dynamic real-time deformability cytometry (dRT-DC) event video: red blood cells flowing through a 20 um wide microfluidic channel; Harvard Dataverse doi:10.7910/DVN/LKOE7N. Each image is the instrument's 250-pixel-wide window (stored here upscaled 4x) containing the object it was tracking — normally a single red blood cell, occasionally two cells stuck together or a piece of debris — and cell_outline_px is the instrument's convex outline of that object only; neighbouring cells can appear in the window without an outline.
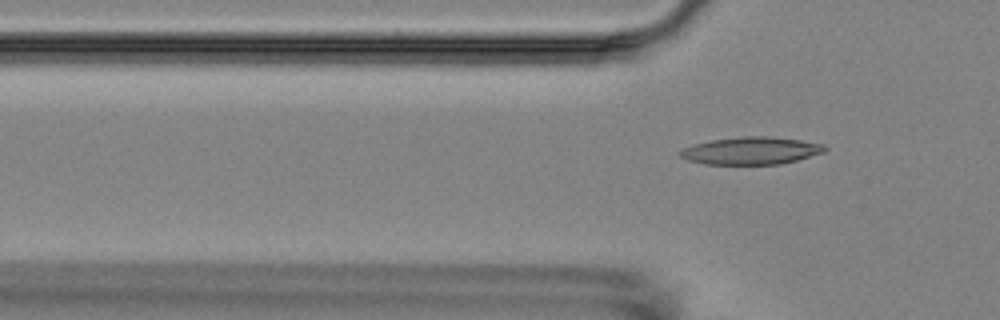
{"species": "Egyptian fruit bat (a non-hibernating species)", "species_latin": "Rousettus aegyptiacus", "temperature_condition": "room temperature", "stored_images_in_passage": 3, "camera_frame_rate_fps": 3000, "um_per_image_px": 0.085, "animal": {"sex": "female"}, "frame": {"image": 1, "passage_image": 3, "time_ms": 4.0, "image_size_px": [1000, 320], "cell_outline_px": [[828, 148], [824, 152], [796, 160], [780, 164], [704, 164], [688, 160], [680, 156], [676, 152], [684, 148], [696, 144], [712, 140], [740, 136], [768, 136], [800, 140], [824, 144]], "centroid_in_image_um": [63.84, 12.81], "position_along_channel_um": 62.0, "area_um2": 23.06}}